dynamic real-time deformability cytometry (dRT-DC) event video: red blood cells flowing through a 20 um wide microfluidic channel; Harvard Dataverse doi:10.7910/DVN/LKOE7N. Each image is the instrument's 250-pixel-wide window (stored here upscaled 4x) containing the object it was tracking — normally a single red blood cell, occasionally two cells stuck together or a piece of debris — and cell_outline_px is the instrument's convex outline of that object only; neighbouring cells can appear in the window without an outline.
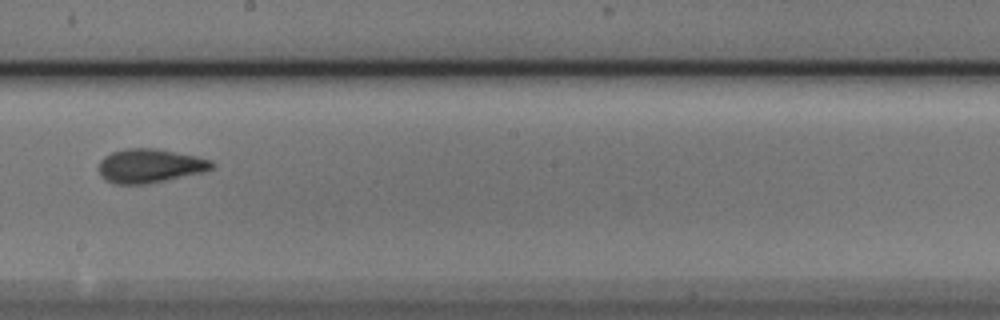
{"species": "Egyptian fruit bat (a non-hibernating species)", "species_latin": "Rousettus aegyptiacus", "temperature_condition": "cold", "stored_images_in_passage": 12, "camera_frame_rate_fps": 3000, "um_per_image_px": 0.085, "animal": {"sex": "male"}, "frame": {"image": 1, "passage_image": 6, "time_ms": 1.667, "image_size_px": [1000, 320], "cell_outline_px": [[216, 164], [212, 168], [204, 172], [148, 184], [116, 184], [104, 180], [100, 176], [100, 160], [104, 156], [112, 152], [124, 148], [156, 148], [196, 156], [212, 160]], "centroid_in_image_um": [12.74, 14.09], "position_along_channel_um": 235.5, "area_um2": 22.54}}
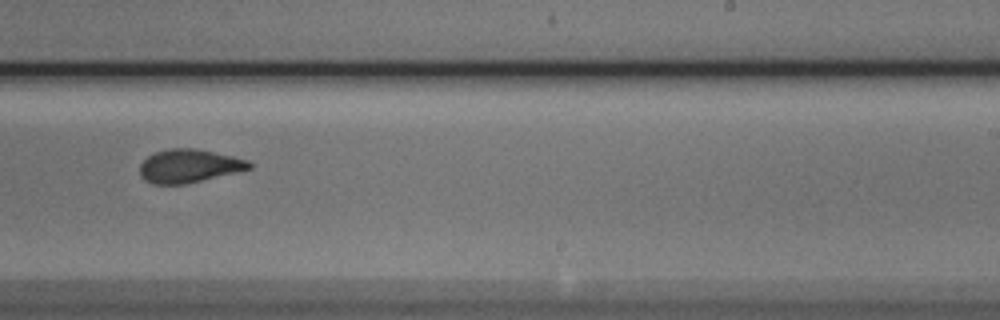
{"frame": {"image": 2, "passage_image": 7, "time_ms": 2.0, "image_size_px": [1000, 320], "cell_outline_px": [[252, 168], [236, 172], [184, 184], [152, 184], [144, 180], [140, 176], [140, 164], [148, 156], [156, 152], [168, 148], [192, 148], [232, 156], [248, 160], [252, 164]], "centroid_in_image_um": [16.03, 14.11], "position_along_channel_um": 273.0, "area_um2": 21.04}}
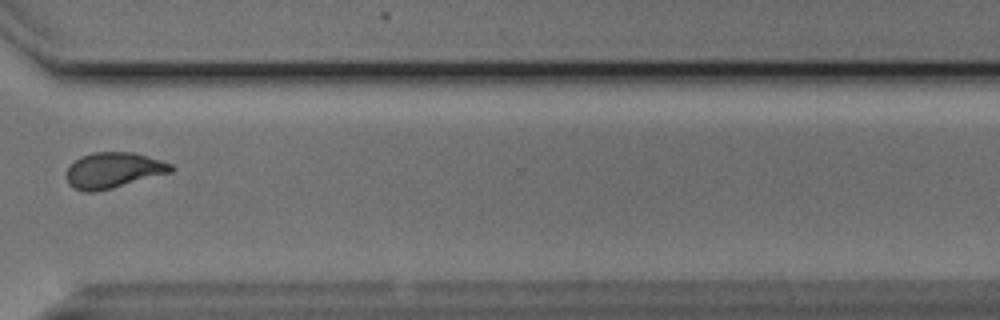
{"frame": {"image": 3, "passage_image": 9, "time_ms": 2.667, "image_size_px": [1000, 320], "cell_outline_px": [[176, 168], [172, 172], [112, 188], [96, 192], [84, 192], [68, 184], [68, 168], [80, 156], [92, 152], [132, 152], [148, 156], [172, 164]], "centroid_in_image_um": [9.67, 14.47], "position_along_channel_um": 360.9, "area_um2": 21.62}}